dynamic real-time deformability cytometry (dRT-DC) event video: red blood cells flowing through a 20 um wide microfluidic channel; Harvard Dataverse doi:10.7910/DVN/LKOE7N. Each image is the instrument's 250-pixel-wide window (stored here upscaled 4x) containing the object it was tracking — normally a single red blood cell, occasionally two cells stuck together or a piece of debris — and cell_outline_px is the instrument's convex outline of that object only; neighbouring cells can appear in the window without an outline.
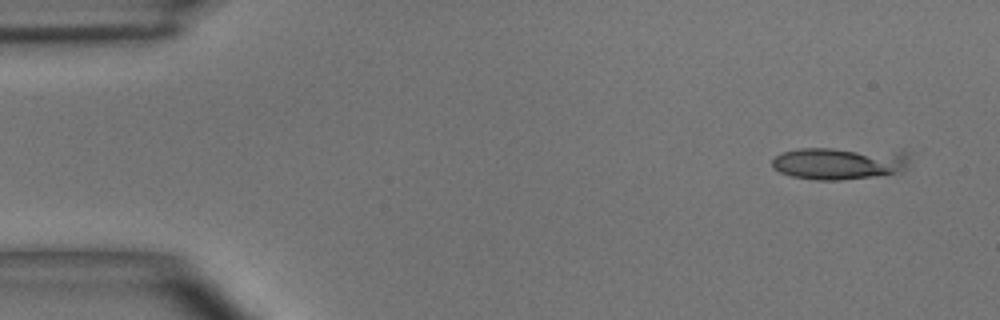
{"species": "common noctule bat (a hibernating species)", "species_latin": "Nyctalus noctula", "temperature_condition": "room temperature", "stored_images_in_passage": 2, "camera_frame_rate_fps": 3000, "um_per_image_px": 0.085, "animal": {"sex": "male", "body_mass_g": 15.6}, "frame": {"image": 1, "passage_image": 1, "time_ms": 0.0, "image_size_px": [1000, 320], "cell_outline_px": [[912, 152], [908, 164], [904, 168], [896, 172], [872, 176], [836, 180], [820, 180], [792, 176], [780, 172], [772, 168], [772, 160], [776, 156], [784, 152], [800, 148], [904, 148]], "centroid_in_image_um": [71.48, 13.81], "position_along_channel_um": 13.5, "area_um2": 26.7}}